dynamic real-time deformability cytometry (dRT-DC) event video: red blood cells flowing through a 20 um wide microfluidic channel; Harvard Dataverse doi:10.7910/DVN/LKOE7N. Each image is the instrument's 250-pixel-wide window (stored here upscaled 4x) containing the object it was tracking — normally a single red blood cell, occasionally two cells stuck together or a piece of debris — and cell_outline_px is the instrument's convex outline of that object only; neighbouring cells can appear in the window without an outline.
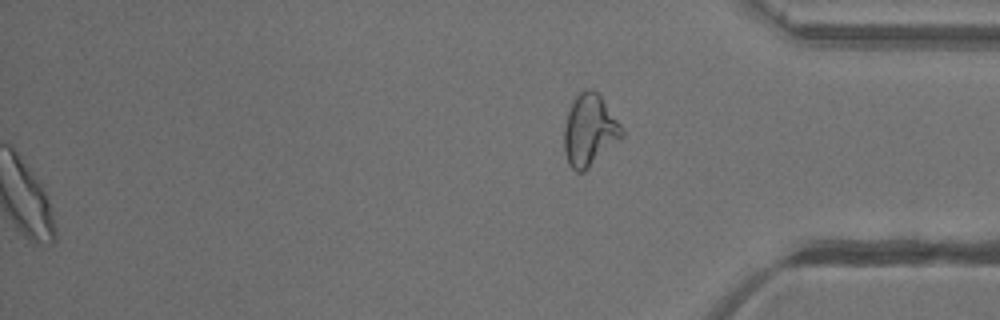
{"species": "common noctule bat (a hibernating species)", "species_latin": "Nyctalus noctula", "temperature_condition": "warm", "stored_images_in_passage": 48, "segment_of_instrument_passage": [2, 2], "camera_frame_rate_fps": 3000, "um_per_image_px": 0.085, "animal": {"sex": "female"}, "frame": {"image": 1, "passage_image": 48, "time_ms": 15.667, "image_size_px": [1000, 320], "cell_outline_px": [[624, 136], [584, 172], [576, 172], [568, 164], [564, 152], [564, 128], [568, 112], [572, 100], [584, 88], [592, 88], [600, 92], [620, 124], [624, 132]], "centroid_in_image_um": [50.11, 11.04], "position_along_channel_um": 385.1, "area_um2": 24.45}}